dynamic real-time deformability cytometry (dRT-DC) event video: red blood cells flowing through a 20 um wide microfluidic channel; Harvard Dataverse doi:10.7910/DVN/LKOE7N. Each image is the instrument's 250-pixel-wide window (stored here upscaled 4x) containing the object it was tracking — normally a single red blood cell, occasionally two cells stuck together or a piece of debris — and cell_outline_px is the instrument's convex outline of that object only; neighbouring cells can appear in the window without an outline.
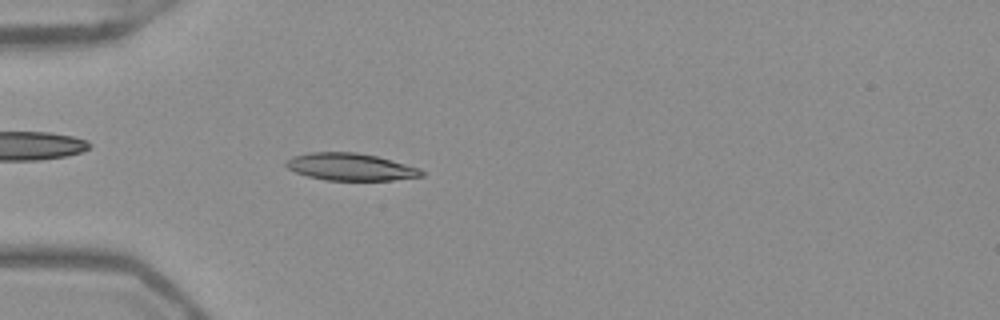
{"species": "Egyptian fruit bat (a non-hibernating species)", "species_latin": "Rousettus aegyptiacus", "temperature_condition": "warm", "stored_images_in_passage": 52, "camera_frame_rate_fps": 3000, "um_per_image_px": 0.085, "frame": {"image": 1, "passage_image": 16, "time_ms": 5.0, "image_size_px": [1000, 320], "cell_outline_px": [[424, 176], [392, 180], [324, 180], [308, 176], [296, 172], [288, 168], [284, 164], [284, 160], [292, 156], [308, 152], [356, 152], [376, 156], [420, 168], [424, 172]], "centroid_in_image_um": [29.76, 14.18], "position_along_channel_um": 55.2, "area_um2": 21.56}}
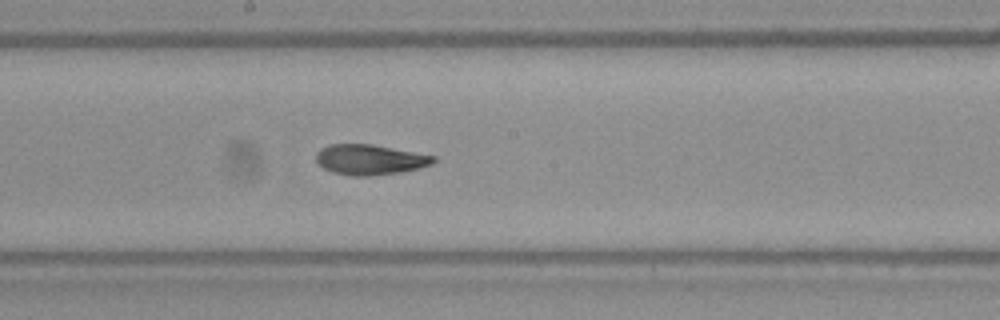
{"frame": {"image": 2, "passage_image": 29, "time_ms": 9.333, "image_size_px": [1000, 320], "cell_outline_px": [[436, 160], [432, 164], [400, 172], [372, 176], [352, 176], [332, 172], [316, 164], [316, 152], [320, 148], [328, 144], [372, 144], [436, 156]], "centroid_in_image_um": [31.39, 13.56], "position_along_channel_um": 216.8, "area_um2": 20.81}}
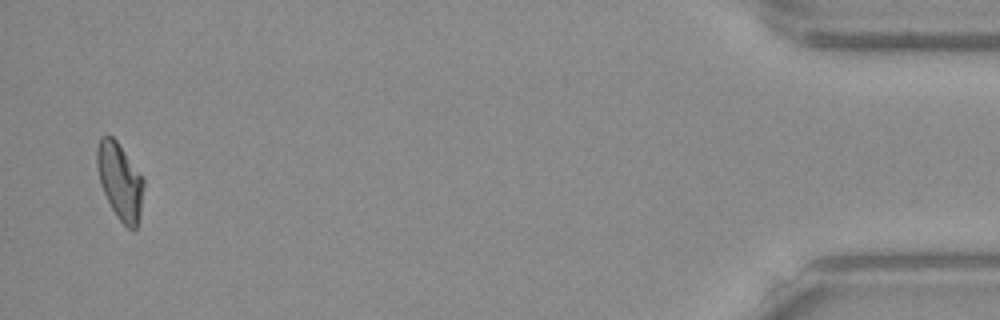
{"frame": {"image": 3, "passage_image": 51, "time_ms": 16.667, "image_size_px": [1000, 320], "cell_outline_px": [[144, 184], [140, 212], [136, 228], [132, 232], [116, 216], [100, 184], [96, 164], [96, 148], [100, 136], [112, 136], [116, 140], [144, 176]], "centroid_in_image_um": [10.19, 15.37], "position_along_channel_um": 425.0, "area_um2": 20.92}, "authors_computed_cell_mechanics": {"area_um2": 20.9236, "velocity_mm_per_s": 3.9354, "shape_relaxation_time_tau1_ms": null, "shape_relaxation_time_tau2_ms": 2.3751, "deformation_change_tau1": null, "deformation_change_tau2": 0.0779}}